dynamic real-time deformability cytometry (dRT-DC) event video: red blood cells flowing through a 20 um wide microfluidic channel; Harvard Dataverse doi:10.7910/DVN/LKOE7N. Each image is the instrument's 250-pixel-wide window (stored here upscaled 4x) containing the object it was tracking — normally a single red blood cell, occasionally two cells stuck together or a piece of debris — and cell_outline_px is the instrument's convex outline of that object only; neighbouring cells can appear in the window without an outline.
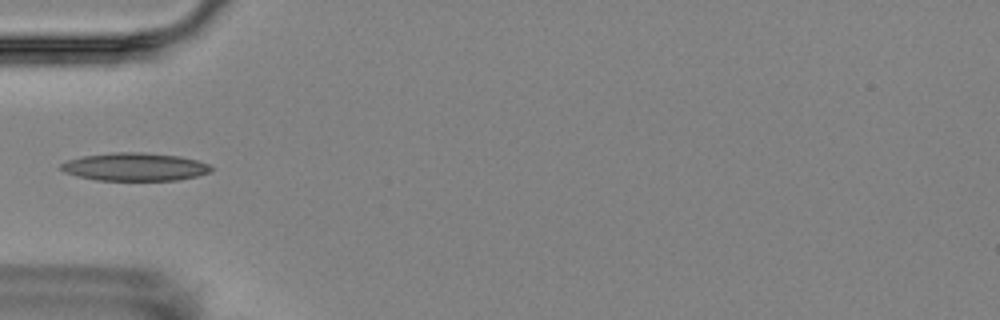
{"species": "Egyptian fruit bat (a non-hibernating species)", "species_latin": "Rousettus aegyptiacus", "temperature_condition": "room temperature", "stored_images_in_passage": 3, "camera_frame_rate_fps": 3000, "um_per_image_px": 0.085, "animal": {"sex": "female"}, "frame": {"image": 1, "passage_image": 3, "time_ms": 2.333, "image_size_px": [1000, 320], "cell_outline_px": [[212, 172], [196, 176], [176, 180], [96, 180], [64, 172], [60, 168], [60, 164], [68, 160], [84, 156], [112, 152], [144, 152], [180, 156], [196, 160], [208, 164], [212, 168]], "centroid_in_image_um": [11.47, 14.17], "position_along_channel_um": 73.5, "area_um2": 24.39}}